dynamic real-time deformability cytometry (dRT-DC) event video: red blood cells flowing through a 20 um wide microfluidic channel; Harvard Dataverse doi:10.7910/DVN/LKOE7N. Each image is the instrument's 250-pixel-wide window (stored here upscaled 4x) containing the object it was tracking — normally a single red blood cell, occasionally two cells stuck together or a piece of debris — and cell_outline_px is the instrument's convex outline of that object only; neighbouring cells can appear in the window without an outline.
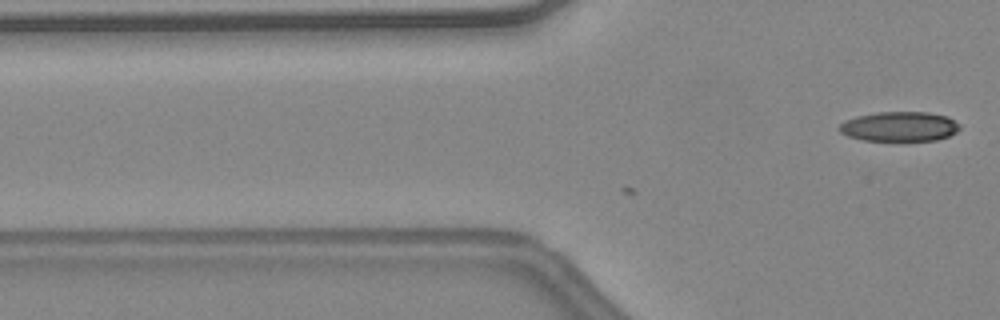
{"species": "common noctule bat (a hibernating species)", "species_latin": "Nyctalus noctula", "temperature_condition": "warm", "stored_images_in_passage": 5, "camera_frame_rate_fps": 3000, "um_per_image_px": 0.085, "animal": {"sex": "female", "body_mass_g": 24.6, "forearm_length_mm": 56.2}, "frame": {"image": 1, "passage_image": 5, "time_ms": 1.333, "image_size_px": [1000, 320], "cell_outline_px": [[960, 128], [956, 132], [948, 136], [936, 140], [864, 140], [848, 136], [840, 132], [840, 124], [856, 116], [876, 112], [928, 112], [948, 116], [960, 124]], "centroid_in_image_um": [76.49, 10.74], "position_along_channel_um": 49.3, "area_um2": 20.69}}